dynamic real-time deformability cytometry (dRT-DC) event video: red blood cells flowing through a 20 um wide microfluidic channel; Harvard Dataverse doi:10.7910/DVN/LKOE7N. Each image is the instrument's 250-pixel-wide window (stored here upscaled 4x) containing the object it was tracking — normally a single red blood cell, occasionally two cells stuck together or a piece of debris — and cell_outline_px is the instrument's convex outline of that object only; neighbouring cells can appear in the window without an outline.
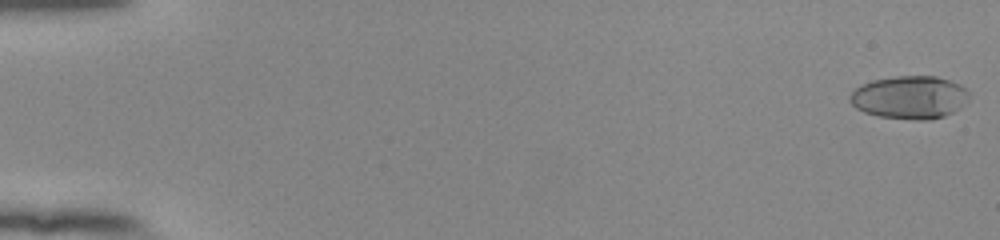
{"species": "human", "species_latin": "Homo sapiens", "temperature_condition": "room temperature", "stored_images_in_passage": 54, "camera_frame_rate_fps": 3000, "um_per_image_px": 0.085, "donor": {"sex": "female"}, "frame": {"image": 1, "passage_image": 1, "time_ms": 0.0, "image_size_px": [1000, 240], "cell_outline_px": [[968, 96], [960, 108], [944, 116], [928, 120], [916, 120], [880, 116], [864, 112], [856, 108], [848, 100], [848, 96], [856, 88], [872, 80], [896, 76], [936, 76], [960, 84], [968, 92]], "centroid_in_image_um": [77.3, 8.27], "position_along_channel_um": 7.7, "area_um2": 29.65}}
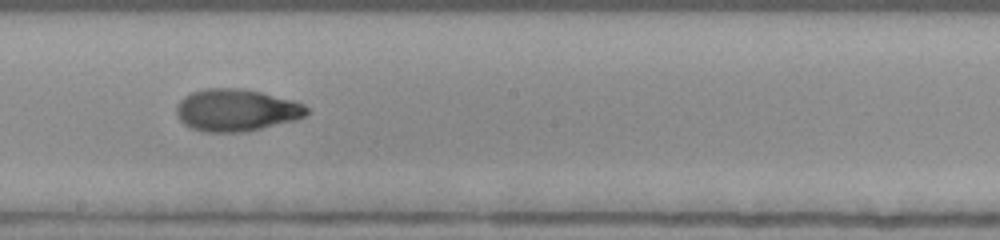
{"frame": {"image": 2, "passage_image": 32, "time_ms": 10.333, "image_size_px": [1000, 240], "cell_outline_px": [[308, 112], [304, 116], [296, 120], [244, 132], [204, 132], [192, 128], [184, 124], [180, 120], [176, 112], [176, 104], [184, 96], [192, 92], [204, 88], [240, 88], [260, 92], [292, 100], [304, 104], [308, 108]], "centroid_in_image_um": [20.06, 9.36], "position_along_channel_um": 228.1, "area_um2": 32.02}}
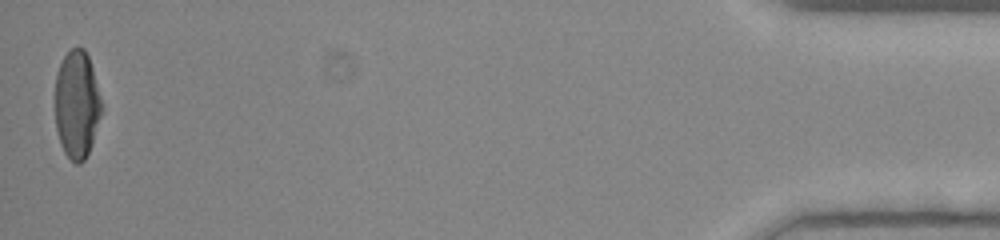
{"frame": {"image": 3, "passage_image": 54, "time_ms": 17.667, "image_size_px": [1000, 240], "cell_outline_px": [[100, 116], [92, 144], [84, 160], [80, 164], [76, 164], [64, 152], [60, 144], [56, 128], [56, 76], [60, 64], [64, 56], [72, 48], [84, 48], [88, 56], [92, 68], [100, 100]], "centroid_in_image_um": [6.51, 8.9], "position_along_channel_um": 428.7, "area_um2": 28.55}, "authors_computed_cell_mechanics": {"area_um2": 30.634, "velocity_mm_per_s": 3.9022, "shape_relaxation_time_tau1_ms": 6.0519, "shape_relaxation_time_tau2_ms": 2.3374, "deformation_change_tau1": 0.247, "deformation_change_tau2": 0.0591}}